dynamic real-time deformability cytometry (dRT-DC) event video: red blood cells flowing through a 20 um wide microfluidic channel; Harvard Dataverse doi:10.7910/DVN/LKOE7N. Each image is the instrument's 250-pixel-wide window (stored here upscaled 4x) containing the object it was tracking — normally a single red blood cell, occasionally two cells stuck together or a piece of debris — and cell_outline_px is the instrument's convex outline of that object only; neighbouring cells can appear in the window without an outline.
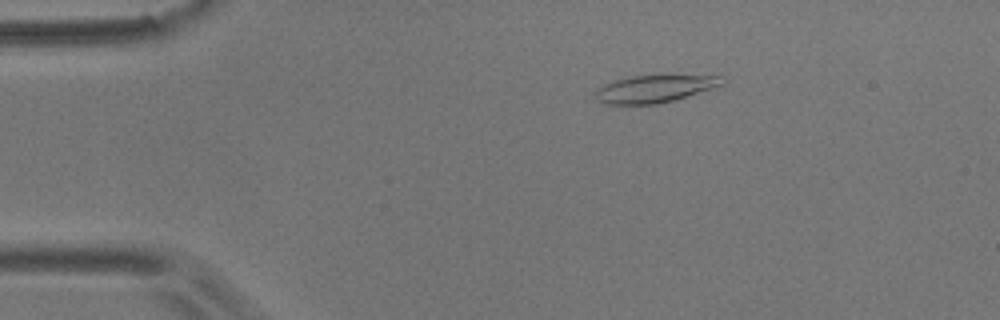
{"species": "common noctule bat (a hibernating species)", "species_latin": "Nyctalus noctula", "temperature_condition": "room temperature", "stored_images_in_passage": 56, "camera_frame_rate_fps": 3000, "um_per_image_px": 0.085, "animal": {"sex": "male", "body_mass_g": 17.9}, "frame": {"image": 1, "passage_image": 10, "time_ms": 3.0, "image_size_px": [1000, 320], "cell_outline_px": [[728, 80], [724, 84], [712, 88], [672, 100], [656, 104], [604, 104], [596, 100], [596, 88], [604, 84], [616, 80], [632, 76], [668, 72], [724, 76]], "centroid_in_image_um": [55.73, 7.47], "position_along_channel_um": 29.3, "area_um2": 21.21}}
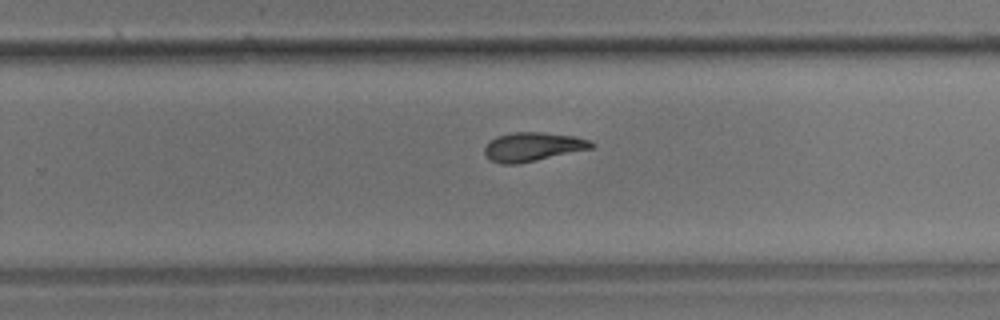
{"frame": {"image": 2, "passage_image": 36, "time_ms": 11.667, "image_size_px": [1000, 320], "cell_outline_px": [[596, 144], [592, 148], [536, 160], [516, 164], [500, 164], [488, 160], [484, 152], [484, 148], [488, 140], [496, 136], [512, 132], [544, 132], [576, 136], [592, 140]], "centroid_in_image_um": [45.26, 12.46], "position_along_channel_um": 284.5, "area_um2": 18.26}}
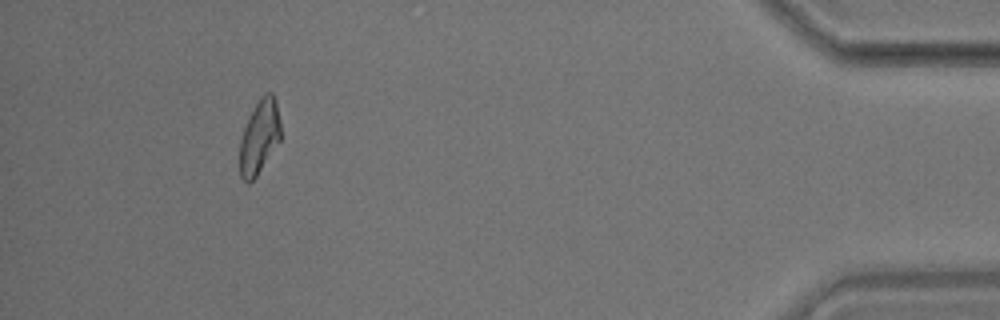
{"frame": {"image": 3, "passage_image": 52, "time_ms": 17.0, "image_size_px": [1000, 320], "cell_outline_px": [[280, 140], [256, 176], [248, 184], [240, 176], [240, 140], [244, 128], [260, 96], [264, 92], [272, 92], [276, 100], [280, 120]], "centroid_in_image_um": [22.06, 11.61], "position_along_channel_um": 413.1, "area_um2": 17.4}, "authors_computed_cell_mechanics": {"area_um2": 18.3226, "velocity_mm_per_s": 3.5632, "shape_relaxation_time_tau1_ms": 10.1134, "shape_relaxation_time_tau2_ms": 6.0674, "deformation_change_tau1": 0.2423, "deformation_change_tau2": 0.149}}